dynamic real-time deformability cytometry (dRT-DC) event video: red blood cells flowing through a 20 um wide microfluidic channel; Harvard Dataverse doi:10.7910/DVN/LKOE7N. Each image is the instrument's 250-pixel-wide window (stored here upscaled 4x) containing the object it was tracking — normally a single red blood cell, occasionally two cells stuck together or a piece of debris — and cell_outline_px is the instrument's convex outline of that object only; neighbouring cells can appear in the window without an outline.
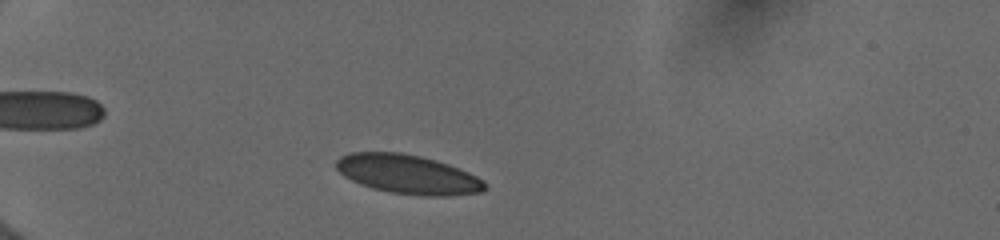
{"species": "human", "species_latin": "Homo sapiens", "temperature_condition": "cold", "stored_images_in_passage": 39, "camera_frame_rate_fps": 3000, "um_per_image_px": 0.085, "donor": {"sex": "female"}, "frame": {"image": 1, "passage_image": 2, "time_ms": 0.333, "image_size_px": [1000, 240], "cell_outline_px": [[488, 188], [484, 192], [448, 196], [420, 196], [388, 192], [372, 188], [360, 184], [344, 176], [336, 168], [336, 160], [340, 156], [348, 152], [400, 152], [420, 156], [436, 160], [448, 164], [468, 172], [484, 180], [488, 184]], "centroid_in_image_um": [34.69, 14.83], "position_along_channel_um": 50.3, "area_um2": 34.28}}
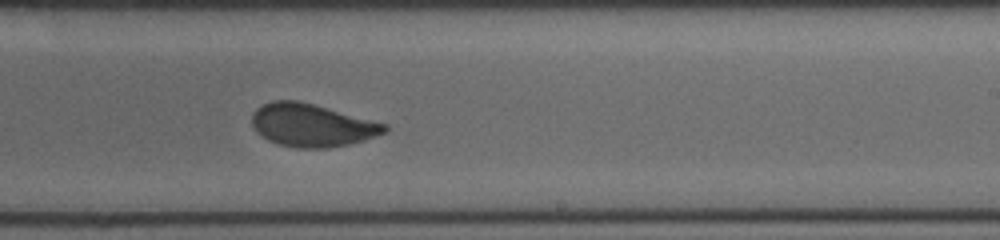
{"frame": {"image": 2, "passage_image": 21, "time_ms": 6.667, "image_size_px": [1000, 240], "cell_outline_px": [[388, 132], [364, 140], [348, 144], [328, 148], [296, 148], [276, 144], [260, 136], [256, 132], [252, 124], [252, 112], [256, 108], [272, 100], [296, 100], [312, 104], [388, 124]], "centroid_in_image_um": [26.49, 10.65], "position_along_channel_um": 262.5, "area_um2": 33.23}}
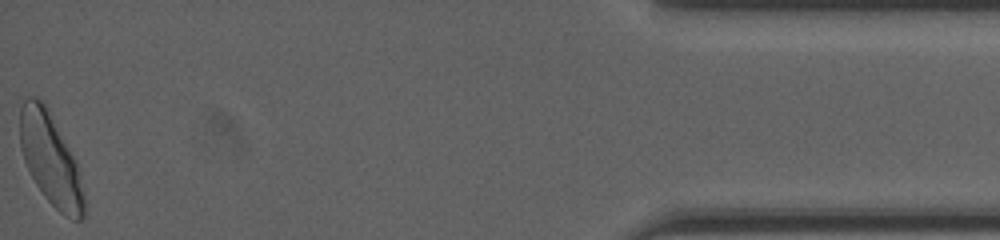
{"frame": {"image": 3, "passage_image": 39, "time_ms": 12.667, "image_size_px": [1000, 240], "cell_outline_px": [[84, 216], [80, 220], [72, 220], [64, 216], [44, 196], [36, 184], [24, 160], [20, 148], [20, 108], [24, 96], [36, 96], [44, 100], [76, 164], [84, 196]], "centroid_in_image_um": [4.25, 13.5], "position_along_channel_um": 430.9, "area_um2": 33.87}, "authors_computed_cell_mechanics": {"area_um2": 33.6396, "velocity_mm_per_s": 3.9703, "shape_relaxation_time_tau1_ms": 4.8072, "shape_relaxation_time_tau2_ms": null, "deformation_change_tau1": 0.1267, "deformation_change_tau2": null}}